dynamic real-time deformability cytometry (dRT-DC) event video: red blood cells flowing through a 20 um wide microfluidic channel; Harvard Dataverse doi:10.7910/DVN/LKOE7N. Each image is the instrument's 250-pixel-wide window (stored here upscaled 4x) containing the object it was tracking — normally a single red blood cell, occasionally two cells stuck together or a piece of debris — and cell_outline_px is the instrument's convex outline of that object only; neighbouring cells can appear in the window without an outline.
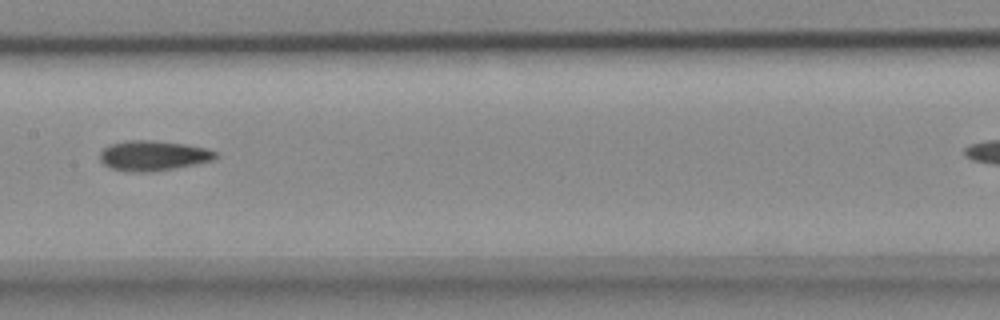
{"species": "common noctule bat (a hibernating species)", "species_latin": "Nyctalus noctula", "temperature_condition": "cold", "stored_images_in_passage": 8, "camera_frame_rate_fps": 3000, "um_per_image_px": 0.085, "animal": {"sex": "female", "body_mass_g": 18.4}, "frame": {"image": 1, "passage_image": 6, "time_ms": 1.667, "image_size_px": [1000, 320], "cell_outline_px": [[216, 156], [212, 160], [196, 164], [152, 172], [128, 172], [112, 168], [104, 164], [100, 160], [100, 152], [108, 144], [128, 140], [152, 140], [184, 144], [204, 148], [216, 152]], "centroid_in_image_um": [12.97, 13.23], "position_along_channel_um": 194.4, "area_um2": 20.17}}
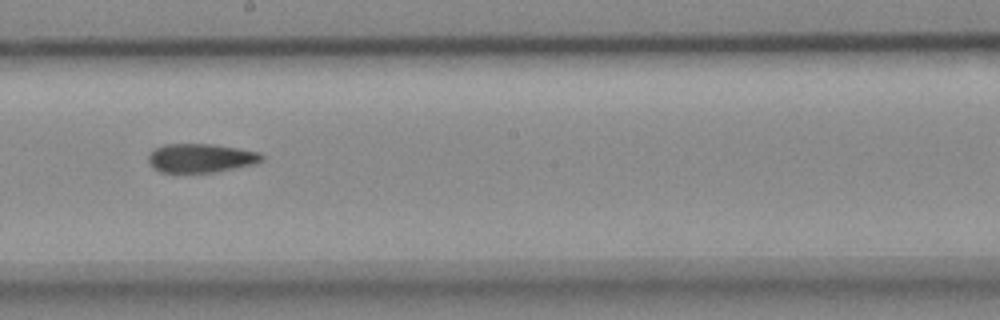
{"frame": {"image": 2, "passage_image": 7, "time_ms": 2.0, "image_size_px": [1000, 320], "cell_outline_px": [[264, 160], [256, 164], [212, 172], [160, 172], [152, 168], [148, 164], [148, 156], [156, 148], [164, 144], [212, 144], [260, 152], [264, 156]], "centroid_in_image_um": [17.07, 13.44], "position_along_channel_um": 231.1, "area_um2": 19.07}}